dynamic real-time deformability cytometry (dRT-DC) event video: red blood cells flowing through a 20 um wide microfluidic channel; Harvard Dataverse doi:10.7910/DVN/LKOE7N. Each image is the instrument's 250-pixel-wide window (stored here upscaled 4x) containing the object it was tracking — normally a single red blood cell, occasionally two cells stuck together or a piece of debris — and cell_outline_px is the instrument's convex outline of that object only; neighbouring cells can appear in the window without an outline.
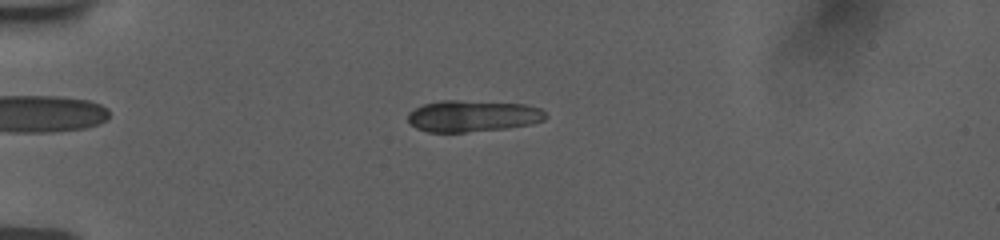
{"species": "human", "species_latin": "Homo sapiens", "temperature_condition": "room temperature", "stored_images_in_passage": 42, "camera_frame_rate_fps": 3000, "um_per_image_px": 0.085, "donor": {"sex": "female"}, "frame": {"image": 1, "passage_image": 2, "time_ms": 0.333, "image_size_px": [1000, 240], "cell_outline_px": [[548, 116], [544, 120], [532, 124], [508, 128], [464, 132], [428, 132], [416, 128], [408, 120], [408, 112], [424, 104], [440, 100], [456, 100], [524, 104], [540, 108]], "centroid_in_image_um": [40.19, 9.86], "position_along_channel_um": 44.8, "area_um2": 25.26}}
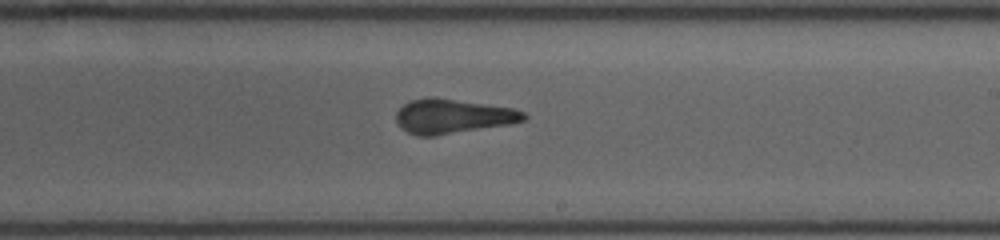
{"frame": {"image": 2, "passage_image": 21, "time_ms": 6.667, "image_size_px": [1000, 240], "cell_outline_px": [[528, 116], [524, 120], [512, 124], [432, 136], [420, 136], [408, 132], [396, 120], [396, 112], [404, 104], [412, 100], [432, 96], [512, 108], [524, 112]], "centroid_in_image_um": [38.5, 9.88], "position_along_channel_um": 250.5, "area_um2": 25.37}}
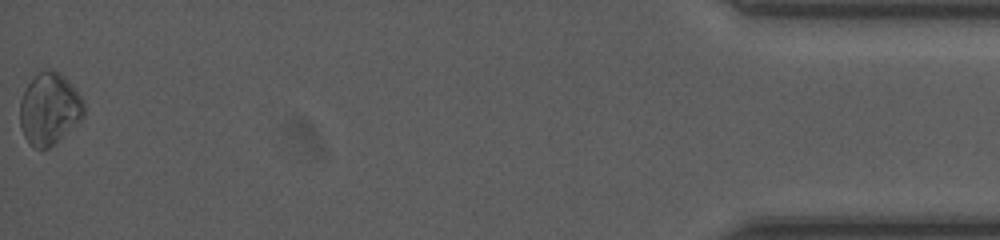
{"frame": {"image": 3, "passage_image": 42, "time_ms": 13.667, "image_size_px": [1000, 240], "cell_outline_px": [[84, 116], [80, 120], [48, 148], [36, 148], [24, 136], [20, 128], [20, 100], [28, 84], [44, 68], [48, 68], [60, 72], [68, 80], [80, 96], [84, 104]], "centroid_in_image_um": [4.18, 9.22], "position_along_channel_um": 431.0, "area_um2": 26.3}, "authors_computed_cell_mechanics": {"area_um2": 25.5476, "velocity_mm_per_s": 3.7809, "shape_relaxation_time_tau1_ms": 7.8594, "shape_relaxation_time_tau2_ms": 0.7512, "deformation_change_tau1": 0.1389, "deformation_change_tau2": 0.0471}}